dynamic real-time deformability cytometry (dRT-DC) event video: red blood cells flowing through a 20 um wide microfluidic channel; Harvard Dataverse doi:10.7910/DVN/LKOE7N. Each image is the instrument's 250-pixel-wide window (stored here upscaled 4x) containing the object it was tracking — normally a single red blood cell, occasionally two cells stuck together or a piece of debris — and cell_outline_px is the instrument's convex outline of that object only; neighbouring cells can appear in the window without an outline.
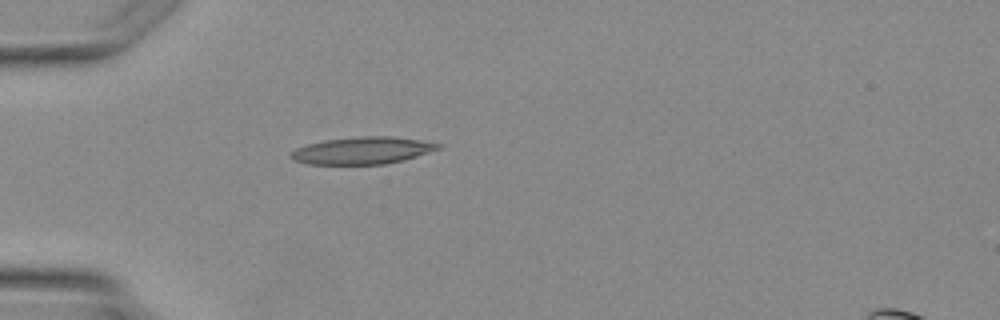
{"species": "Egyptian fruit bat (a non-hibernating species)", "species_latin": "Rousettus aegyptiacus", "temperature_condition": "warm", "stored_images_in_passage": 2, "camera_frame_rate_fps": 3000, "um_per_image_px": 0.085, "animal": {"sex": "female"}, "frame": {"image": 1, "passage_image": 2, "time_ms": 2.0, "image_size_px": [1000, 320], "cell_outline_px": [[444, 148], [404, 160], [384, 164], [308, 164], [292, 160], [288, 156], [296, 148], [308, 144], [324, 140], [360, 136], [392, 136], [420, 140], [444, 144]], "centroid_in_image_um": [30.85, 12.79], "position_along_channel_um": 54.1, "area_um2": 23.52}}